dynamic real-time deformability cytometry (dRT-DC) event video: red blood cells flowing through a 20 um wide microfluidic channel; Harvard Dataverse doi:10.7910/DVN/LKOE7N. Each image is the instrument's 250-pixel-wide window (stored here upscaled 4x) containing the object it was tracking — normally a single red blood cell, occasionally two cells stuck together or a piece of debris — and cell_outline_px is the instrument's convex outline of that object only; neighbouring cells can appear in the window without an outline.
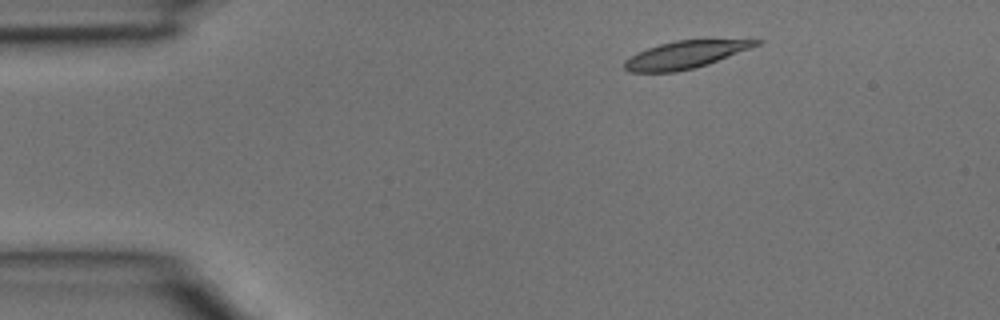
{"species": "common noctule bat (a hibernating species)", "species_latin": "Nyctalus noctula", "temperature_condition": "room temperature", "stored_images_in_passage": 3, "camera_frame_rate_fps": 3000, "um_per_image_px": 0.085, "animal": {"sex": "male", "body_mass_g": 15.6}, "frame": {"image": 1, "passage_image": 1, "time_ms": 0.0, "image_size_px": [1000, 320], "cell_outline_px": [[764, 40], [760, 44], [708, 64], [696, 68], [676, 72], [628, 72], [624, 68], [624, 60], [648, 48], [660, 44], [676, 40]], "centroid_in_image_um": [58.22, 4.67], "position_along_channel_um": 26.8, "area_um2": 20.69}}
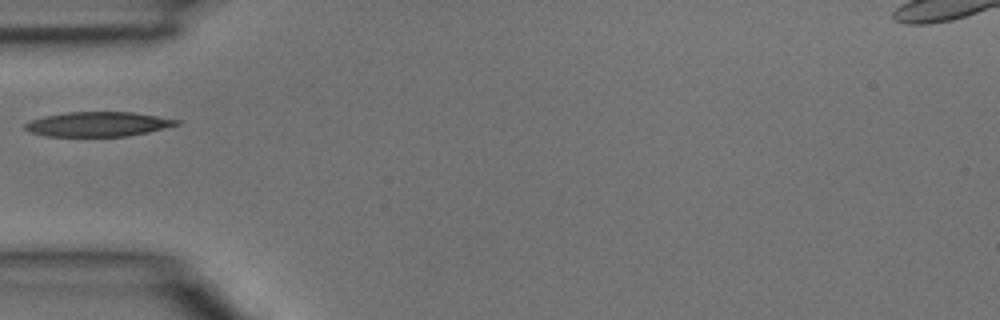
{"frame": {"image": 2, "passage_image": 3, "time_ms": 0.667, "image_size_px": [1000, 320], "cell_outline_px": [[180, 124], [148, 132], [128, 136], [44, 136], [32, 132], [24, 128], [24, 124], [32, 120], [44, 116], [68, 112], [132, 112], [180, 120]], "centroid_in_image_um": [8.33, 10.55], "position_along_channel_um": 76.7, "area_um2": 21.56}}